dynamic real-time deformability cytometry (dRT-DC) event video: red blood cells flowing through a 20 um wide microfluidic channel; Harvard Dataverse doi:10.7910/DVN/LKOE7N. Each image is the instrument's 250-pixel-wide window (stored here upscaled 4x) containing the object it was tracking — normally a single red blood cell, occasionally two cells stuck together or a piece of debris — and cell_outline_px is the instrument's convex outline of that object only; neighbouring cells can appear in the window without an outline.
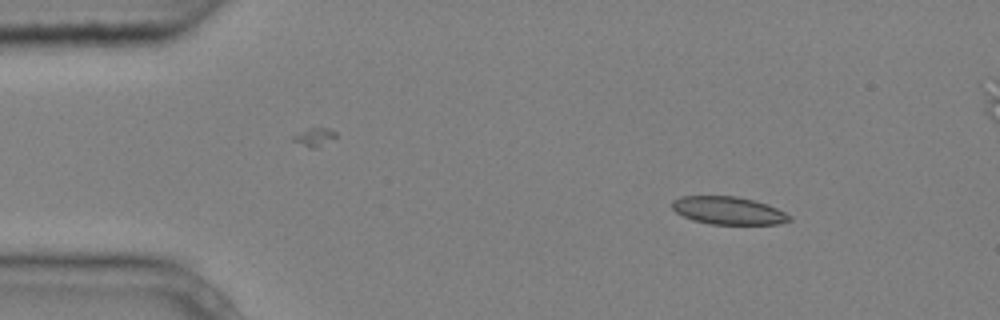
{"species": "common noctule bat (a hibernating species)", "species_latin": "Nyctalus noctula", "temperature_condition": "cold", "stored_images_in_passage": 6, "camera_frame_rate_fps": 3000, "um_per_image_px": 0.085, "animal": {"sex": "male", "body_mass_g": 20.4}, "frame": {"image": 1, "passage_image": 1, "time_ms": 0.0, "image_size_px": [1000, 320], "cell_outline_px": [[792, 220], [776, 224], [712, 224], [692, 220], [676, 212], [672, 208], [672, 200], [680, 196], [736, 196], [768, 204], [792, 216]], "centroid_in_image_um": [61.9, 17.89], "position_along_channel_um": 23.1, "area_um2": 18.96}}
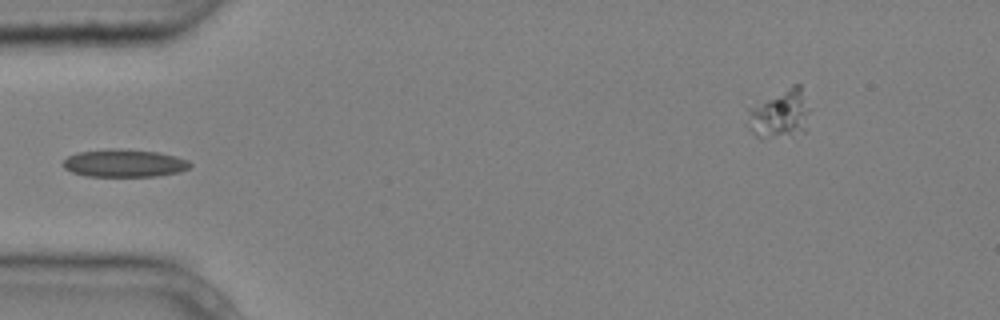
{"frame": {"image": 2, "passage_image": 3, "time_ms": 0.667, "image_size_px": [1000, 320], "cell_outline_px": [[192, 164], [188, 168], [180, 172], [156, 176], [84, 176], [72, 172], [64, 168], [60, 164], [68, 156], [76, 152], [108, 148], [120, 148], [156, 152], [176, 156], [188, 160]], "centroid_in_image_um": [10.52, 13.86], "position_along_channel_um": 74.5, "area_um2": 20.75}}
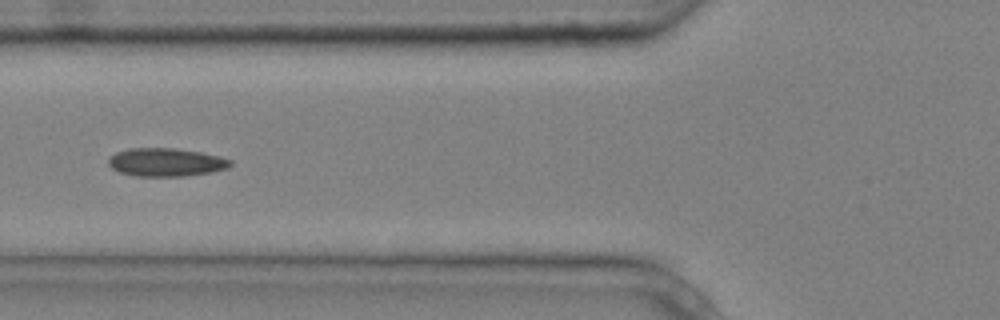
{"frame": {"image": 3, "passage_image": 4, "time_ms": 1.0, "image_size_px": [1000, 320], "cell_outline_px": [[232, 164], [228, 168], [212, 172], [184, 176], [136, 176], [120, 172], [112, 168], [108, 164], [108, 160], [116, 152], [128, 148], [176, 148], [200, 152], [220, 156], [232, 160]], "centroid_in_image_um": [14.13, 13.79], "position_along_channel_um": 111.7, "area_um2": 20.11}}